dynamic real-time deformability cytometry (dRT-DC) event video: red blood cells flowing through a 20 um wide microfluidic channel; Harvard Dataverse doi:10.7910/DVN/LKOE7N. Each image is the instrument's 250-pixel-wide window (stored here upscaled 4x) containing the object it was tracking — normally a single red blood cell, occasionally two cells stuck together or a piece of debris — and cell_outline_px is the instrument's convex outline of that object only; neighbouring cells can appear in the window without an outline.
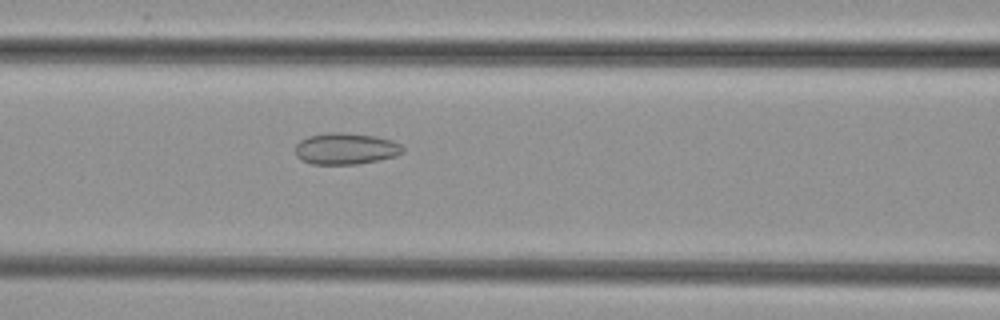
{"species": "common noctule bat (a hibernating species)", "species_latin": "Nyctalus noctula", "temperature_condition": "cold", "stored_images_in_passage": 52, "camera_frame_rate_fps": 3000, "um_per_image_px": 0.085, "animal": {"sex": "female", "body_mass_g": 29.2, "forearm_length_mm": 56.3}, "frame": {"image": 1, "passage_image": 23, "time_ms": 7.333, "image_size_px": [1000, 320], "cell_outline_px": [[404, 152], [396, 156], [380, 160], [356, 164], [312, 164], [300, 160], [296, 156], [296, 144], [300, 140], [308, 136], [328, 132], [344, 132], [376, 136], [392, 140], [400, 144], [404, 148]], "centroid_in_image_um": [29.39, 12.63], "position_along_channel_um": 137.2, "area_um2": 19.94}}
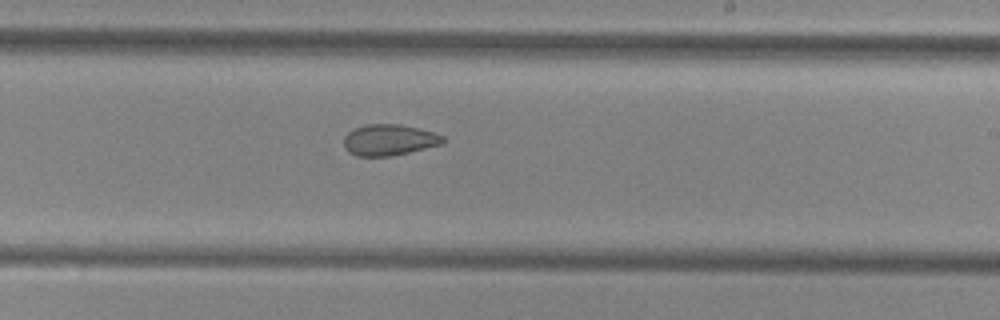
{"frame": {"image": 2, "passage_image": 32, "time_ms": 10.333, "image_size_px": [1000, 320], "cell_outline_px": [[444, 144], [392, 156], [356, 156], [348, 152], [344, 144], [344, 136], [348, 132], [364, 124], [400, 124], [432, 132], [444, 136]], "centroid_in_image_um": [33.07, 11.9], "position_along_channel_um": 255.9, "area_um2": 17.98}}
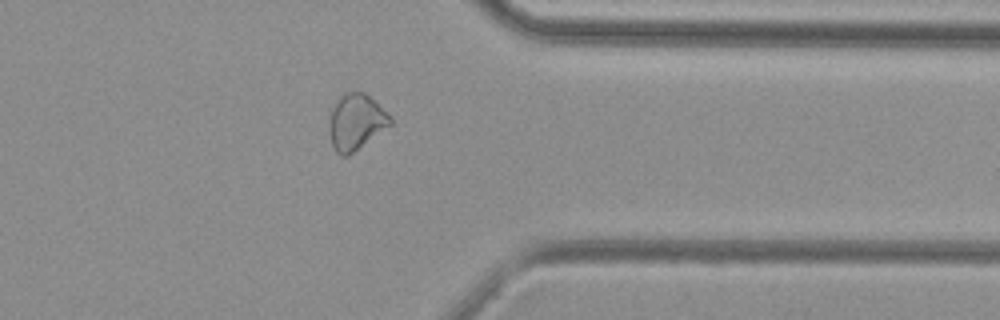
{"frame": {"image": 3, "passage_image": 42, "time_ms": 13.667, "image_size_px": [1000, 320], "cell_outline_px": [[392, 124], [348, 156], [340, 156], [336, 152], [332, 144], [328, 120], [332, 108], [336, 100], [344, 92], [364, 92], [392, 116]], "centroid_in_image_um": [30.25, 10.36], "position_along_channel_um": 381.1, "area_um2": 19.88}}